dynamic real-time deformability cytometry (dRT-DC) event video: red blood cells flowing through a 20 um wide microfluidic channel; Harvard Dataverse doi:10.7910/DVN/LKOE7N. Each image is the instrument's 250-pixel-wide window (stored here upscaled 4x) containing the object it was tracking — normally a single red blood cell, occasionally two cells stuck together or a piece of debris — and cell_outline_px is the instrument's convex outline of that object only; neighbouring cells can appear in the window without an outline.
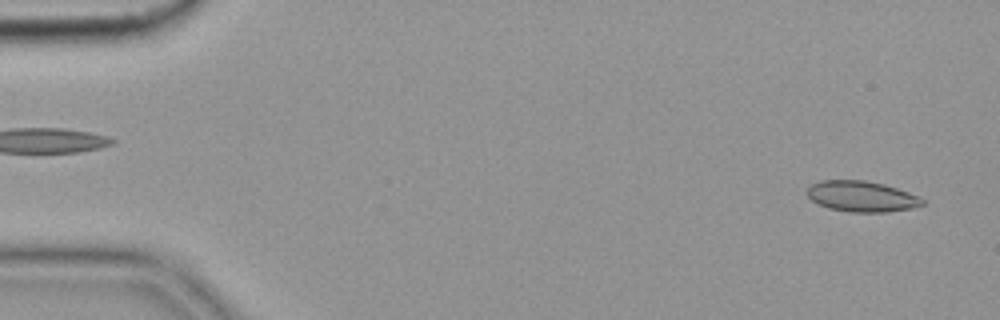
{"species": "common noctule bat (a hibernating species)", "species_latin": "Nyctalus noctula", "temperature_condition": "cold", "stored_images_in_passage": 54, "camera_frame_rate_fps": 3000, "um_per_image_px": 0.085, "animal": {"sex": "female", "body_mass_g": 19.9}, "frame": {"image": 1, "passage_image": 2, "time_ms": 0.333, "image_size_px": [1000, 320], "cell_outline_px": [[924, 204], [912, 208], [888, 212], [848, 212], [828, 208], [812, 200], [808, 196], [808, 188], [812, 184], [820, 180], [864, 180], [884, 184], [920, 196], [924, 200]], "centroid_in_image_um": [73.26, 16.69], "position_along_channel_um": 11.7, "area_um2": 20.63}}
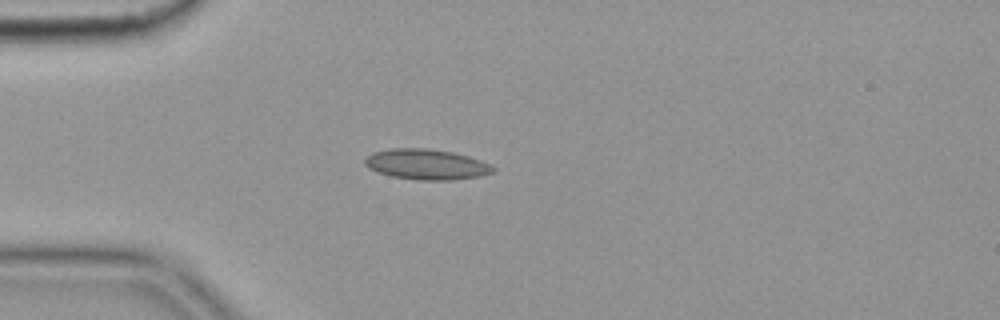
{"frame": {"image": 2, "passage_image": 14, "time_ms": 4.333, "image_size_px": [1000, 320], "cell_outline_px": [[496, 172], [480, 176], [452, 180], [416, 180], [392, 176], [376, 172], [368, 168], [364, 164], [364, 160], [372, 152], [392, 148], [424, 148], [452, 152], [468, 156], [492, 164], [496, 168]], "centroid_in_image_um": [36.26, 13.98], "position_along_channel_um": 48.7, "area_um2": 22.95}, "authors_computed_cell_mechanics": {"area_um2": 20.519, "velocity_mm_per_s": 3.6389, "shape_relaxation_time_tau1_ms": null, "shape_relaxation_time_tau2_ms": 2.7253, "deformation_change_tau1": null, "deformation_change_tau2": 0.0786}}